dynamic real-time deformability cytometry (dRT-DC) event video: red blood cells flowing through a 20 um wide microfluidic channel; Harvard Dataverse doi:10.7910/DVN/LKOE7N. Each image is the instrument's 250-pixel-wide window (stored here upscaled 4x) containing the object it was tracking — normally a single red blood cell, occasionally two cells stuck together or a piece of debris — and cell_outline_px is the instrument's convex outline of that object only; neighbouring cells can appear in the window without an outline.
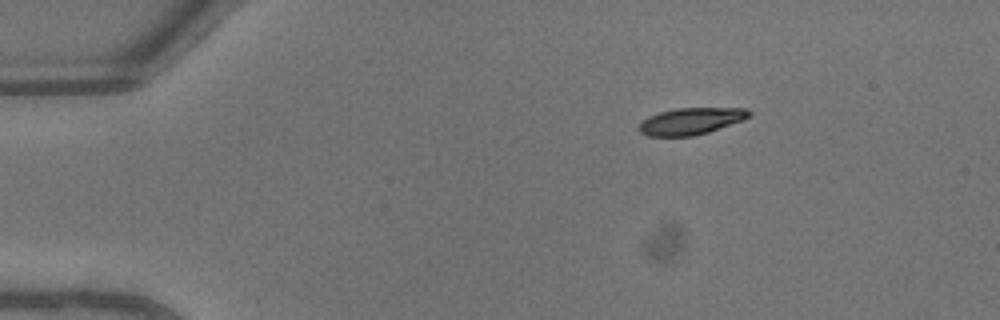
{"species": "common noctule bat (a hibernating species)", "species_latin": "Nyctalus noctula", "temperature_condition": "warm", "stored_images_in_passage": 38, "camera_frame_rate_fps": 3000, "um_per_image_px": 0.085, "animal": {"sex": "male", "body_mass_g": 13.3}, "frame": {"image": 1, "passage_image": 1, "time_ms": 0.0, "image_size_px": [1000, 320], "cell_outline_px": [[752, 116], [744, 120], [708, 132], [692, 136], [648, 136], [640, 132], [636, 128], [648, 116], [660, 112], [676, 108], [748, 108], [752, 112]], "centroid_in_image_um": [58.76, 10.29], "position_along_channel_um": 26.2, "area_um2": 17.28}}
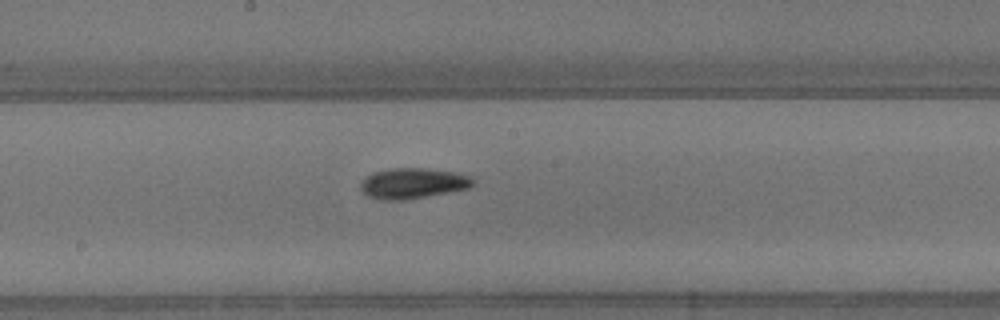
{"frame": {"image": 2, "passage_image": 18, "time_ms": 5.667, "image_size_px": [1000, 320], "cell_outline_px": [[476, 180], [468, 188], [448, 192], [404, 200], [380, 200], [368, 196], [360, 192], [360, 184], [364, 176], [372, 172], [388, 168], [428, 168], [452, 172], [472, 176]], "centroid_in_image_um": [35.03, 15.57], "position_along_channel_um": 213.2, "area_um2": 20.23}}
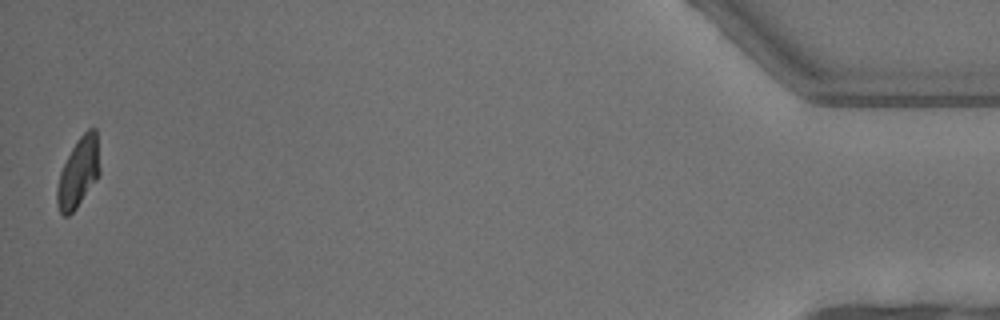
{"frame": {"image": 3, "passage_image": 38, "time_ms": 12.333, "image_size_px": [1000, 320], "cell_outline_px": [[100, 172], [96, 180], [76, 208], [68, 216], [64, 216], [60, 212], [56, 204], [56, 188], [60, 172], [72, 148], [80, 136], [88, 128], [96, 128], [100, 168]], "centroid_in_image_um": [6.66, 14.67], "position_along_channel_um": 428.5, "area_um2": 17.22}, "authors_computed_cell_mechanics": {"area_um2": 18.4671, "velocity_mm_per_s": 4.6439, "shape_relaxation_time_tau1_ms": 3.2167, "shape_relaxation_time_tau2_ms": 1.9894, "deformation_change_tau1": 0.1501, "deformation_change_tau2": 0.0706}}